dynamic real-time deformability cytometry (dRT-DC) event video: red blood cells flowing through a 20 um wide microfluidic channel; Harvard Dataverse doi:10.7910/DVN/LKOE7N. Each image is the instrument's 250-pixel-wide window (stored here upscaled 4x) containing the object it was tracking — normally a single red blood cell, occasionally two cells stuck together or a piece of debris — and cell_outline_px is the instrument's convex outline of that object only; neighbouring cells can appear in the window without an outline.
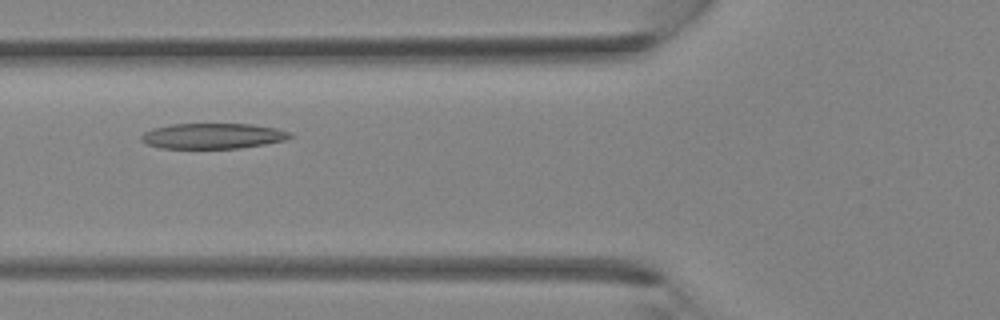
{"species": "Egyptian fruit bat (a non-hibernating species)", "species_latin": "Rousettus aegyptiacus", "temperature_condition": "room temperature", "stored_images_in_passage": 32, "camera_frame_rate_fps": 3000, "um_per_image_px": 0.085, "animal": {"sex": "female"}, "frame": {"image": 1, "passage_image": 10, "time_ms": 3.0, "image_size_px": [1000, 320], "cell_outline_px": [[292, 136], [284, 140], [264, 144], [240, 148], [160, 148], [148, 144], [140, 140], [140, 136], [144, 132], [152, 128], [172, 124], [252, 124], [276, 128], [292, 132]], "centroid_in_image_um": [18.07, 11.55], "position_along_channel_um": 107.7, "area_um2": 22.08}}
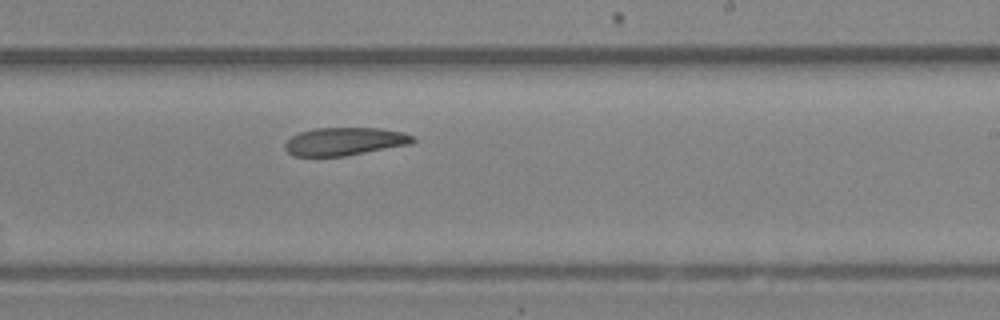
{"frame": {"image": 2, "passage_image": 18, "time_ms": 5.667, "image_size_px": [1000, 320], "cell_outline_px": [[416, 140], [412, 144], [344, 156], [292, 156], [284, 148], [284, 144], [292, 136], [300, 132], [316, 128], [380, 128], [404, 132], [416, 136]], "centroid_in_image_um": [29.34, 12.02], "position_along_channel_um": 259.7, "area_um2": 20.98}}
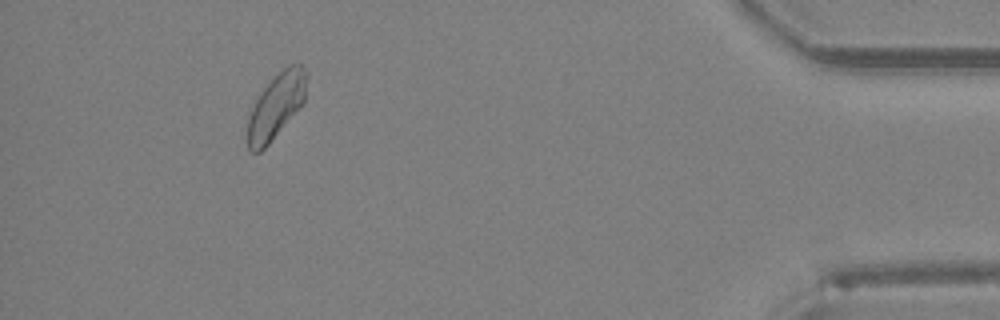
{"frame": {"image": 3, "passage_image": 29, "time_ms": 9.333, "image_size_px": [1000, 320], "cell_outline_px": [[308, 76], [304, 104], [268, 144], [260, 152], [248, 152], [248, 116], [260, 92], [288, 64], [300, 64], [308, 72]], "centroid_in_image_um": [23.5, 9.01], "position_along_channel_um": 411.7, "area_um2": 22.31}}